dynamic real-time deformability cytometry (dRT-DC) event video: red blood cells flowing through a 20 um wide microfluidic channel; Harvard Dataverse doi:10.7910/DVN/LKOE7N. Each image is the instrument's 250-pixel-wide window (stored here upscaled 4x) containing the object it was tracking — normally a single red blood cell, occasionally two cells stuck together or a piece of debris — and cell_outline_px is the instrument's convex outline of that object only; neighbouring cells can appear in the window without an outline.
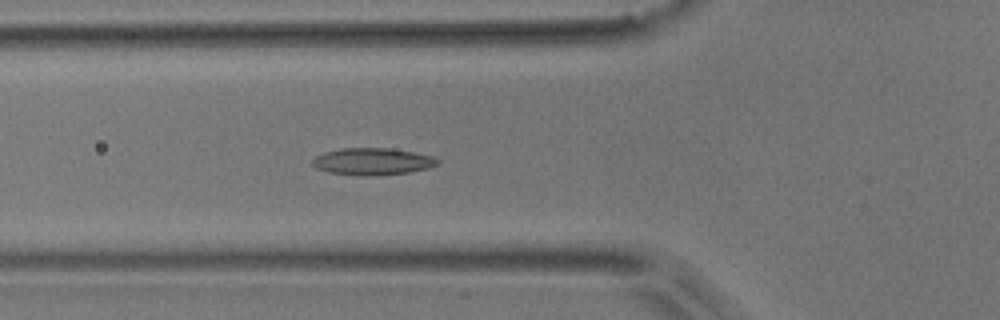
{"species": "common noctule bat (a hibernating species)", "species_latin": "Nyctalus noctula", "temperature_condition": "room temperature", "stored_images_in_passage": 3, "camera_frame_rate_fps": 3000, "um_per_image_px": 0.085, "animal": {"sex": "male", "body_mass_g": 17.9}, "frame": {"image": 1, "passage_image": 3, "time_ms": 0.667, "image_size_px": [1000, 320], "cell_outline_px": [[440, 164], [428, 168], [408, 172], [328, 172], [316, 168], [312, 164], [312, 160], [316, 156], [324, 152], [340, 148], [388, 148], [412, 152], [432, 156], [440, 160]], "centroid_in_image_um": [31.68, 13.65], "position_along_channel_um": 94.1, "area_um2": 18.38}}